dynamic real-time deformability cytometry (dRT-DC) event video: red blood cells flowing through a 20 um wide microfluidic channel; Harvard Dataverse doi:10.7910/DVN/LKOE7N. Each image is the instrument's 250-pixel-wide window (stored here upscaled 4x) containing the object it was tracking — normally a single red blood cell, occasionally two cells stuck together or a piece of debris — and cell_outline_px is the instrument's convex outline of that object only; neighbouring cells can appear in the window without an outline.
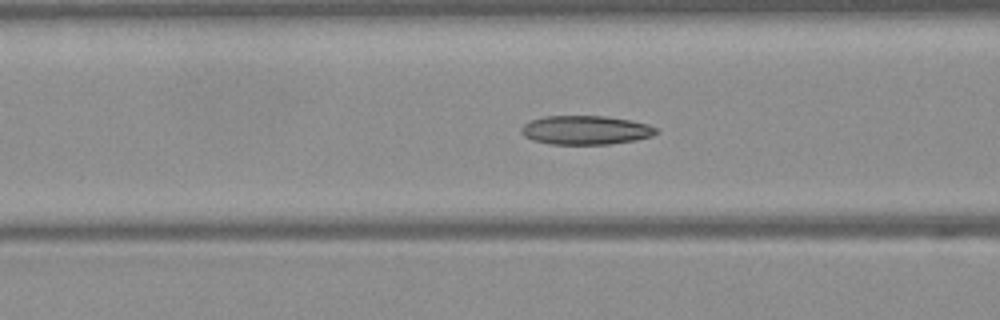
{"species": "Egyptian fruit bat (a non-hibernating species)", "species_latin": "Rousettus aegyptiacus", "temperature_condition": "warm", "stored_images_in_passage": 50, "camera_frame_rate_fps": 3000, "um_per_image_px": 0.085, "frame": {"image": 1, "passage_image": 20, "time_ms": 6.333, "image_size_px": [1000, 320], "cell_outline_px": [[660, 132], [652, 136], [636, 140], [608, 144], [548, 144], [532, 140], [524, 136], [520, 132], [520, 128], [528, 120], [544, 116], [604, 116], [632, 120], [648, 124], [656, 128]], "centroid_in_image_um": [49.76, 11.05], "position_along_channel_um": 116.8, "area_um2": 23.0}}
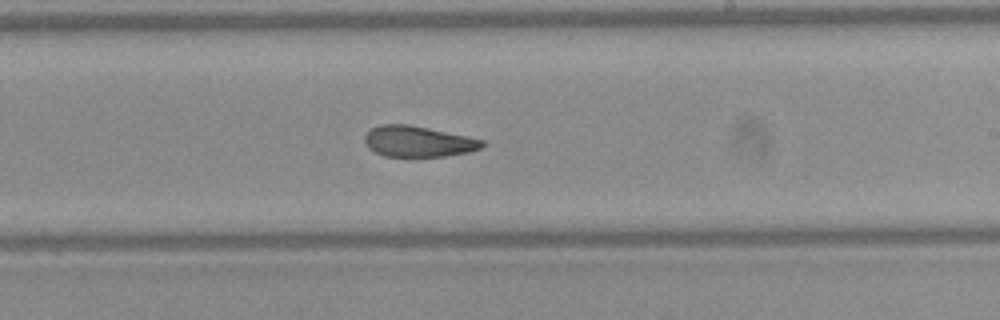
{"frame": {"image": 2, "passage_image": 30, "time_ms": 9.667, "image_size_px": [1000, 320], "cell_outline_px": [[484, 144], [480, 148], [468, 152], [444, 156], [384, 156], [368, 148], [364, 144], [364, 136], [372, 128], [380, 124], [408, 124], [468, 136], [484, 140]], "centroid_in_image_um": [35.51, 12.02], "position_along_channel_um": 253.5, "area_um2": 21.04}}
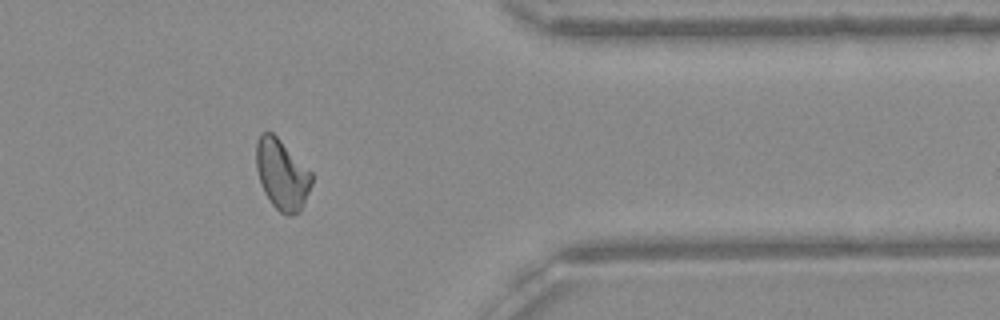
{"frame": {"image": 3, "passage_image": 41, "time_ms": 13.333, "image_size_px": [1000, 320], "cell_outline_px": [[312, 184], [300, 212], [288, 216], [280, 212], [272, 204], [264, 192], [260, 184], [256, 168], [256, 144], [260, 132], [272, 132], [312, 172]], "centroid_in_image_um": [23.95, 14.84], "position_along_channel_um": 387.4, "area_um2": 22.72}, "authors_computed_cell_mechanics": {"area_um2": 22.9466, "velocity_mm_per_s": 4.0988, "shape_relaxation_time_tau1_ms": null, "shape_relaxation_time_tau2_ms": 2.8188, "deformation_change_tau1": null, "deformation_change_tau2": 0.0978}}